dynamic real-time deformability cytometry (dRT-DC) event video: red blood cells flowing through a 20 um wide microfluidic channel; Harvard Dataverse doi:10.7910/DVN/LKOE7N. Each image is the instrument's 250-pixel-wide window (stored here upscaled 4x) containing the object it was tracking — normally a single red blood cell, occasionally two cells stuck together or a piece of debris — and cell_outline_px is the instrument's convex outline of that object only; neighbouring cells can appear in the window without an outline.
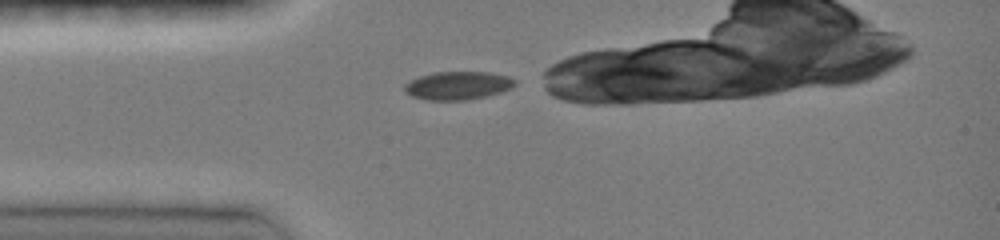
{"species": "common noctule bat (a hibernating species)", "species_latin": "Nyctalus noctula", "temperature_condition": "room temperature", "stored_images_in_passage": 27, "camera_frame_rate_fps": 3000, "um_per_image_px": 0.085, "animal": {"sex": "female", "body_mass_g": 19.0, "forearm_length_mm": 51.5}, "frame": {"image": 1, "passage_image": 1, "time_ms": 0.0, "image_size_px": [1000, 240], "cell_outline_px": [[516, 84], [512, 88], [500, 92], [484, 96], [464, 100], [424, 100], [412, 96], [404, 92], [404, 84], [420, 76], [432, 72], [488, 72], [508, 76], [516, 80]], "centroid_in_image_um": [38.9, 7.27], "position_along_channel_um": 46.1, "area_um2": 18.15}}
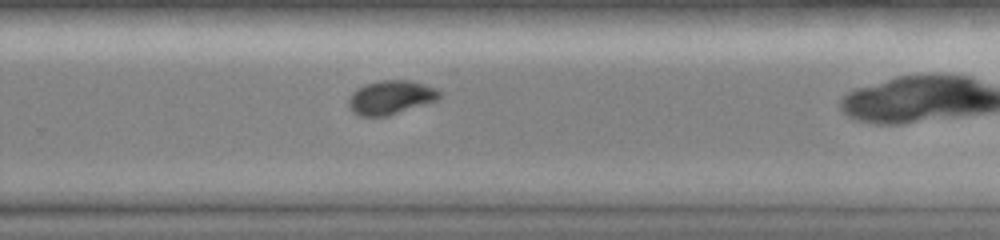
{"frame": {"image": 2, "passage_image": 20, "time_ms": 6.333, "image_size_px": [1000, 240], "cell_outline_px": [[440, 96], [436, 100], [388, 116], [360, 116], [352, 112], [348, 108], [348, 100], [352, 92], [356, 88], [364, 84], [380, 80], [408, 80], [424, 84], [436, 88], [440, 92]], "centroid_in_image_um": [33.16, 8.27], "position_along_channel_um": 296.6, "area_um2": 17.98}}
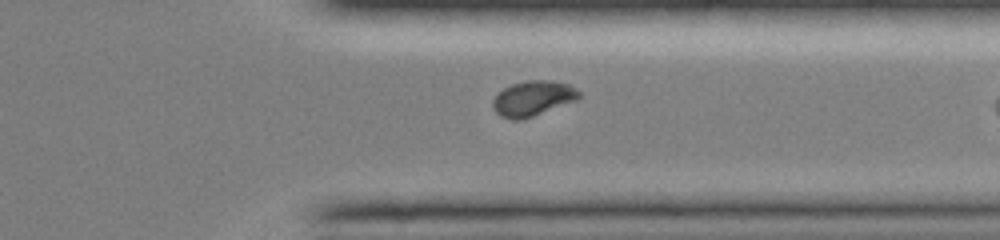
{"frame": {"image": 3, "passage_image": 25, "time_ms": 8.0, "image_size_px": [1000, 240], "cell_outline_px": [[580, 96], [576, 100], [532, 116], [520, 120], [512, 120], [500, 116], [492, 108], [492, 100], [496, 92], [512, 84], [528, 80], [552, 80], [568, 84], [576, 88], [580, 92]], "centroid_in_image_um": [45.25, 8.35], "position_along_channel_um": 366.2, "area_um2": 17.69}}